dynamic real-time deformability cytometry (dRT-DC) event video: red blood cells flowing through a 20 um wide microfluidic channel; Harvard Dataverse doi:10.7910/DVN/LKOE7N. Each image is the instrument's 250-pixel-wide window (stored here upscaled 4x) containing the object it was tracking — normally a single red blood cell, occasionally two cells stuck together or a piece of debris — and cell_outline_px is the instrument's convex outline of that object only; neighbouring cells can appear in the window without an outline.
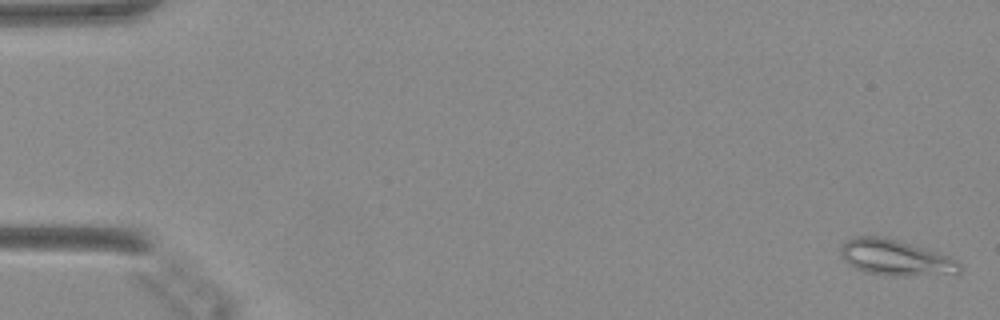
{"species": "Egyptian fruit bat (a non-hibernating species)", "species_latin": "Rousettus aegyptiacus", "temperature_condition": "warm", "stored_images_in_passage": 15, "camera_frame_rate_fps": 3000, "um_per_image_px": 0.085, "animal": {"sex": "female"}, "frame": {"image": 1, "passage_image": 1, "time_ms": 0.0, "image_size_px": [1000, 320], "cell_outline_px": [[960, 272], [956, 276], [888, 276], [868, 272], [856, 268], [848, 264], [844, 260], [840, 252], [840, 248], [848, 240], [856, 236], [884, 236], [924, 248], [948, 256], [956, 260], [960, 264]], "centroid_in_image_um": [76.19, 21.94], "position_along_channel_um": 8.8, "area_um2": 25.14}}